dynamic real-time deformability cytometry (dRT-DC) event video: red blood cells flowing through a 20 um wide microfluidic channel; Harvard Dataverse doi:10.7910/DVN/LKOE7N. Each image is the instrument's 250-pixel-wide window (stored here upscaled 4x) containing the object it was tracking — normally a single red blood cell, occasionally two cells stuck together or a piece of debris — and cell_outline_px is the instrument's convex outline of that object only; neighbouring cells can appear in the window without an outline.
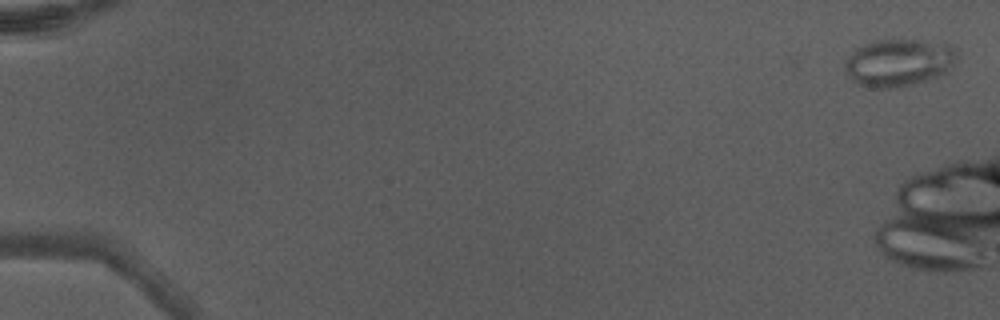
{"species": "Egyptian fruit bat (a non-hibernating species)", "species_latin": "Rousettus aegyptiacus", "temperature_condition": "warm", "stored_images_in_passage": 12, "camera_frame_rate_fps": 3000, "um_per_image_px": 0.085, "animal": {"sex": "male"}, "frame": {"image": 1, "passage_image": 1, "time_ms": 0.0, "image_size_px": [1000, 320], "cell_outline_px": [[960, 56], [944, 72], [928, 80], [900, 88], [872, 88], [856, 84], [844, 72], [844, 60], [856, 48], [864, 44], [876, 40], [924, 40], [948, 44]], "centroid_in_image_um": [76.34, 5.33], "position_along_channel_um": 8.7, "area_um2": 31.21}}